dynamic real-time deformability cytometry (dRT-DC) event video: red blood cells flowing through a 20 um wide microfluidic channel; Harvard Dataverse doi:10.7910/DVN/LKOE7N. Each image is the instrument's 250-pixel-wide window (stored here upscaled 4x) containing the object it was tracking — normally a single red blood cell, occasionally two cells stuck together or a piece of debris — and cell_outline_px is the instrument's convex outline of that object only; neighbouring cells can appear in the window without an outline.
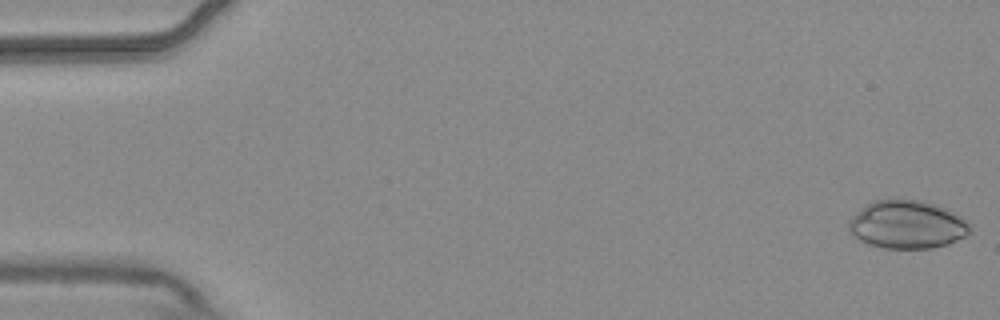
{"species": "common noctule bat (a hibernating species)", "species_latin": "Nyctalus noctula", "temperature_condition": "warm", "stored_images_in_passage": 6, "camera_frame_rate_fps": 3000, "um_per_image_px": 0.085, "animal": {"sex": "male", "body_mass_g": 20.4}, "frame": {"image": 1, "passage_image": 1, "time_ms": 0.0, "image_size_px": [1000, 320], "cell_outline_px": [[972, 232], [968, 236], [948, 244], [932, 248], [884, 248], [868, 244], [852, 236], [848, 232], [848, 220], [864, 204], [872, 200], [920, 200], [932, 204], [952, 212], [968, 220], [972, 224]], "centroid_in_image_um": [77.1, 19.1], "position_along_channel_um": 7.9, "area_um2": 34.33}}
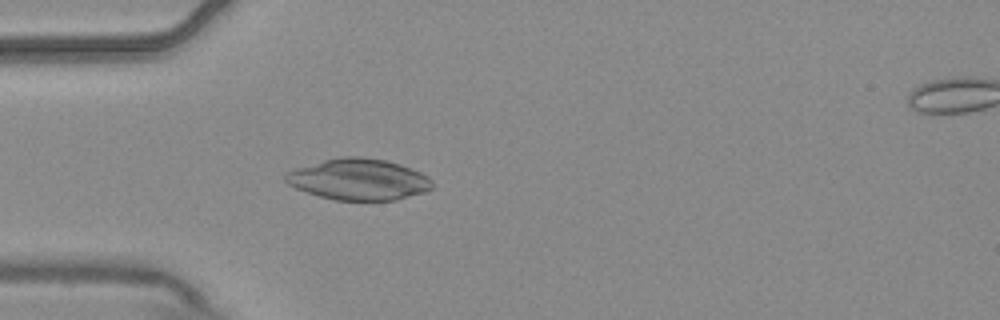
{"frame": {"image": 2, "passage_image": 5, "time_ms": 1.333, "image_size_px": [1000, 320], "cell_outline_px": [[432, 188], [424, 192], [396, 200], [336, 200], [320, 196], [296, 188], [288, 184], [284, 180], [284, 176], [288, 172], [296, 168], [324, 160], [344, 156], [360, 156], [384, 160], [400, 164], [412, 168], [428, 176], [432, 180]], "centroid_in_image_um": [30.5, 15.24], "position_along_channel_um": 54.5, "area_um2": 35.08}}